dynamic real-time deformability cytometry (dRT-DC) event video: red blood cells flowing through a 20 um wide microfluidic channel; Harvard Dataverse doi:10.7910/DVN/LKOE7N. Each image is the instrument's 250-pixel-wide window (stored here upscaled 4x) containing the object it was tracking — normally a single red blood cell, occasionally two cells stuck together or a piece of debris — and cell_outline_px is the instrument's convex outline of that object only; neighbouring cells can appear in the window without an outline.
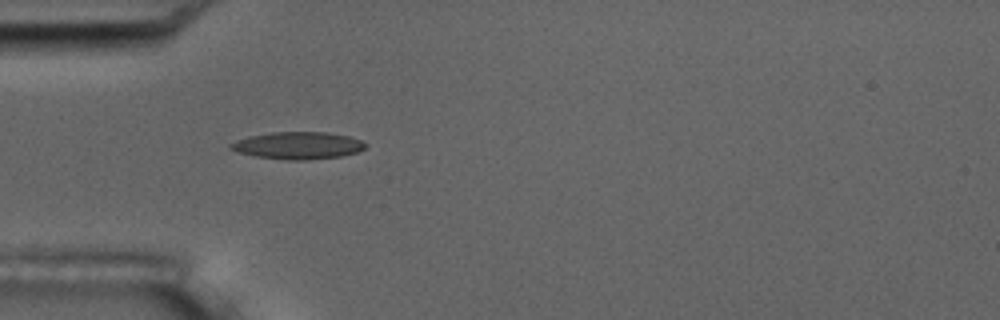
{"species": "common noctule bat (a hibernating species)", "species_latin": "Nyctalus noctula", "temperature_condition": "room temperature", "stored_images_in_passage": 6, "camera_frame_rate_fps": 3000, "um_per_image_px": 0.085, "animal": {"sex": "male", "body_mass_g": 17.5, "forearm_length_mm": 52.3}, "frame": {"image": 1, "passage_image": 4, "time_ms": 3.667, "image_size_px": [1000, 320], "cell_outline_px": [[368, 144], [364, 148], [356, 152], [340, 156], [304, 160], [288, 160], [256, 156], [240, 152], [228, 148], [228, 144], [236, 140], [248, 136], [272, 132], [324, 132], [348, 136], [360, 140]], "centroid_in_image_um": [25.29, 12.36], "position_along_channel_um": 59.7, "area_um2": 21.21}}